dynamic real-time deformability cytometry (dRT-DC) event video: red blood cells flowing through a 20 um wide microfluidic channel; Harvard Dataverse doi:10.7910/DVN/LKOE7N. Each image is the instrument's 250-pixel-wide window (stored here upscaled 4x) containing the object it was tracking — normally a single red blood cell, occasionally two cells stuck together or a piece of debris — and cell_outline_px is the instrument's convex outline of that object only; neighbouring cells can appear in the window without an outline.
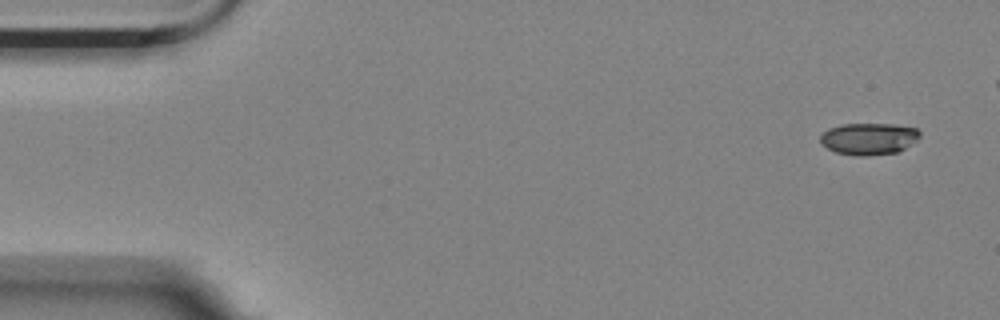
{"species": "Egyptian fruit bat (a non-hibernating species)", "species_latin": "Rousettus aegyptiacus", "temperature_condition": "room temperature", "stored_images_in_passage": 5, "camera_frame_rate_fps": 3000, "um_per_image_px": 0.085, "animal": {"sex": "female"}, "frame": {"image": 1, "passage_image": 1, "time_ms": 0.0, "image_size_px": [1000, 320], "cell_outline_px": [[920, 136], [916, 140], [904, 148], [896, 152], [864, 156], [856, 156], [836, 152], [820, 144], [820, 136], [828, 128], [844, 124], [896, 124], [916, 128], [920, 132]], "centroid_in_image_um": [73.83, 11.79], "position_along_channel_um": 11.2, "area_um2": 18.38}}